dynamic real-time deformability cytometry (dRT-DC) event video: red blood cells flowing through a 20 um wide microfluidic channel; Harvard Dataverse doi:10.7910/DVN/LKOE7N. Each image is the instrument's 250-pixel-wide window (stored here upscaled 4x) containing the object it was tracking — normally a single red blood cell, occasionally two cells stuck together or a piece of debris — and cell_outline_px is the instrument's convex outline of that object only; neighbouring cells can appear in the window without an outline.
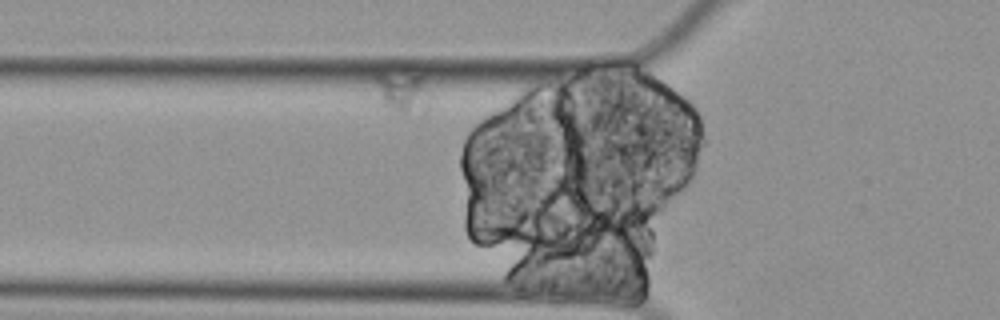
{"species": "Egyptian fruit bat (a non-hibernating species)", "species_latin": "Rousettus aegyptiacus", "temperature_condition": "cold", "stored_images_in_passage": 22, "segment_of_instrument_passage": [2, 2], "camera_frame_rate_fps": 3000, "um_per_image_px": 0.085, "animal": {"sex": "female"}, "frame": {"image": 1, "passage_image": 7, "time_ms": 2.0, "image_size_px": [1000, 320], "cell_outline_px": [[424, 76], [420, 100], [416, 104], [404, 112], [400, 112], [388, 108], [380, 104], [372, 76], [376, 72]], "centroid_in_image_um": [33.85, 7.67], "position_along_channel_um": 92.0, "area_um2": 11.16}}
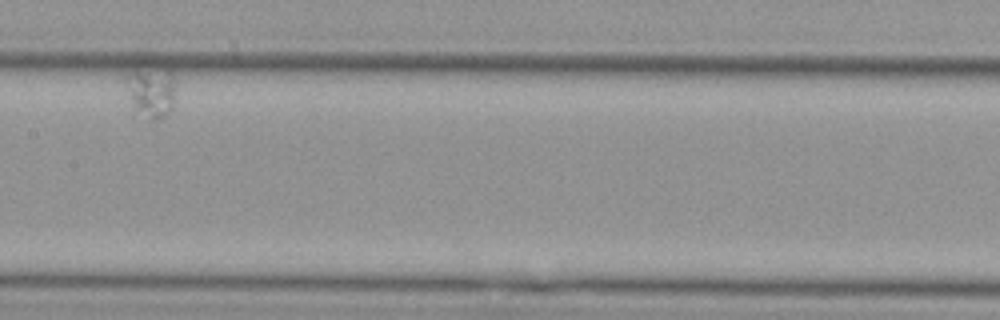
{"frame": {"image": 2, "passage_image": 14, "time_ms": 4.333, "image_size_px": [1000, 320], "cell_outline_px": [[176, 84], [172, 108], [168, 116], [156, 120], [148, 120], [132, 104], [128, 96], [124, 80], [132, 72], [168, 72], [172, 76]], "centroid_in_image_um": [12.87, 7.93], "position_along_channel_um": 194.5, "area_um2": 13.99}}
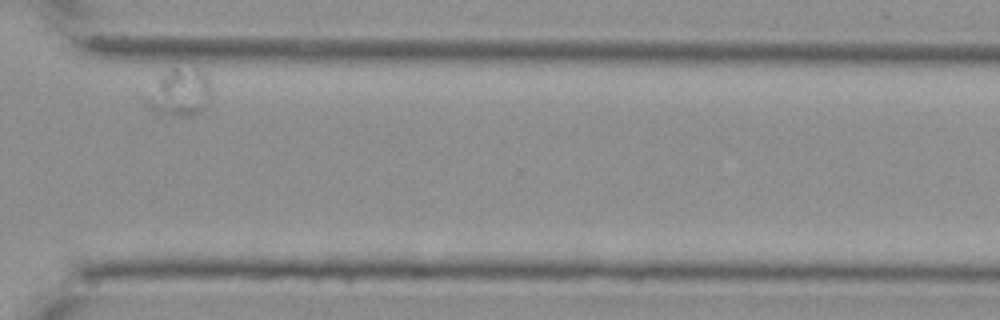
{"frame": {"image": 3, "passage_image": 22, "time_ms": 7.0, "image_size_px": [1000, 320], "cell_outline_px": [[212, 92], [204, 108], [200, 112], [192, 116], [160, 116], [148, 108], [144, 104], [144, 100], [160, 76], [172, 64], [196, 64], [204, 72], [208, 80]], "centroid_in_image_um": [15.27, 7.79], "position_along_channel_um": 355.3, "area_um2": 19.19}}